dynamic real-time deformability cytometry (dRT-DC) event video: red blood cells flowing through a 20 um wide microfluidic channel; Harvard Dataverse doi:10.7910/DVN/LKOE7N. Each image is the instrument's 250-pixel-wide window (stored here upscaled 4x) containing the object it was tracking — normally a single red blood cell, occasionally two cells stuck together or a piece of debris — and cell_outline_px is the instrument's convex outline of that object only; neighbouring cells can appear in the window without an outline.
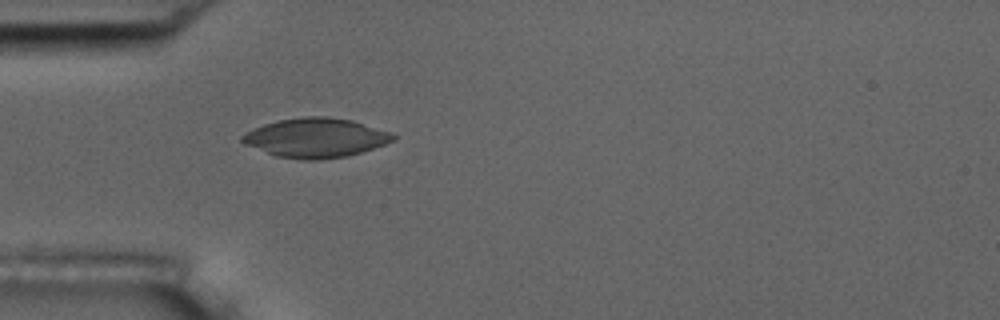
{"species": "common noctule bat (a hibernating species)", "species_latin": "Nyctalus noctula", "temperature_condition": "room temperature", "stored_images_in_passage": 2, "camera_frame_rate_fps": 3000, "um_per_image_px": 0.085, "animal": {"sex": "male", "body_mass_g": 17.5, "forearm_length_mm": 52.3}, "frame": {"image": 1, "passage_image": 2, "time_ms": 1.333, "image_size_px": [1000, 320], "cell_outline_px": [[396, 140], [348, 156], [320, 160], [304, 160], [276, 156], [244, 144], [240, 140], [240, 136], [264, 124], [280, 120], [304, 116], [328, 116], [352, 120], [392, 132], [396, 136]], "centroid_in_image_um": [26.86, 11.71], "position_along_channel_um": 58.1, "area_um2": 34.56}}